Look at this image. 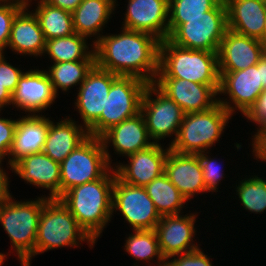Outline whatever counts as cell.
<instances>
[{"instance_id":"6da1fadb","label":"cell","mask_w":266,"mask_h":266,"mask_svg":"<svg viewBox=\"0 0 266 266\" xmlns=\"http://www.w3.org/2000/svg\"><path fill=\"white\" fill-rule=\"evenodd\" d=\"M120 34L102 35L94 44L99 68L153 83L159 71L160 40L151 34L121 28Z\"/></svg>"},{"instance_id":"7a4b0ae2","label":"cell","mask_w":266,"mask_h":266,"mask_svg":"<svg viewBox=\"0 0 266 266\" xmlns=\"http://www.w3.org/2000/svg\"><path fill=\"white\" fill-rule=\"evenodd\" d=\"M115 176L111 167L100 179L73 187L58 198L95 242L113 215Z\"/></svg>"},{"instance_id":"3957f363","label":"cell","mask_w":266,"mask_h":266,"mask_svg":"<svg viewBox=\"0 0 266 266\" xmlns=\"http://www.w3.org/2000/svg\"><path fill=\"white\" fill-rule=\"evenodd\" d=\"M156 78H180L198 84L219 85L218 52L186 49L165 39L160 42Z\"/></svg>"},{"instance_id":"277c9868","label":"cell","mask_w":266,"mask_h":266,"mask_svg":"<svg viewBox=\"0 0 266 266\" xmlns=\"http://www.w3.org/2000/svg\"><path fill=\"white\" fill-rule=\"evenodd\" d=\"M10 193L0 202V224L8 234L21 266H31L35 256L39 218L46 196L36 200L16 201Z\"/></svg>"},{"instance_id":"5b68a950","label":"cell","mask_w":266,"mask_h":266,"mask_svg":"<svg viewBox=\"0 0 266 266\" xmlns=\"http://www.w3.org/2000/svg\"><path fill=\"white\" fill-rule=\"evenodd\" d=\"M168 40L182 48L218 52L228 30L227 8L222 0L196 18H168Z\"/></svg>"},{"instance_id":"8992f818","label":"cell","mask_w":266,"mask_h":266,"mask_svg":"<svg viewBox=\"0 0 266 266\" xmlns=\"http://www.w3.org/2000/svg\"><path fill=\"white\" fill-rule=\"evenodd\" d=\"M80 241L90 248L95 243L59 199H48L39 218L35 256L60 247H78Z\"/></svg>"},{"instance_id":"52a82bcc","label":"cell","mask_w":266,"mask_h":266,"mask_svg":"<svg viewBox=\"0 0 266 266\" xmlns=\"http://www.w3.org/2000/svg\"><path fill=\"white\" fill-rule=\"evenodd\" d=\"M231 117L220 103L207 111L186 113L170 149L180 154L207 151L219 141Z\"/></svg>"},{"instance_id":"ba28073f","label":"cell","mask_w":266,"mask_h":266,"mask_svg":"<svg viewBox=\"0 0 266 266\" xmlns=\"http://www.w3.org/2000/svg\"><path fill=\"white\" fill-rule=\"evenodd\" d=\"M148 84L134 76L118 75L106 97L105 111L88 129L89 136L100 138L111 127L140 113L143 93Z\"/></svg>"},{"instance_id":"9c48e42d","label":"cell","mask_w":266,"mask_h":266,"mask_svg":"<svg viewBox=\"0 0 266 266\" xmlns=\"http://www.w3.org/2000/svg\"><path fill=\"white\" fill-rule=\"evenodd\" d=\"M111 167L101 138L89 136L60 163V196L73 187L100 179Z\"/></svg>"},{"instance_id":"30bf717a","label":"cell","mask_w":266,"mask_h":266,"mask_svg":"<svg viewBox=\"0 0 266 266\" xmlns=\"http://www.w3.org/2000/svg\"><path fill=\"white\" fill-rule=\"evenodd\" d=\"M155 95V99L151 98ZM141 113L144 116L148 134L154 143L174 135L169 146L175 141L185 113L172 99L149 83L143 93Z\"/></svg>"},{"instance_id":"8fae6325","label":"cell","mask_w":266,"mask_h":266,"mask_svg":"<svg viewBox=\"0 0 266 266\" xmlns=\"http://www.w3.org/2000/svg\"><path fill=\"white\" fill-rule=\"evenodd\" d=\"M119 211L134 230L155 229L161 217L144 187L124 183L115 176L112 214Z\"/></svg>"},{"instance_id":"7c38bea8","label":"cell","mask_w":266,"mask_h":266,"mask_svg":"<svg viewBox=\"0 0 266 266\" xmlns=\"http://www.w3.org/2000/svg\"><path fill=\"white\" fill-rule=\"evenodd\" d=\"M220 84L218 95H228L227 98H218L220 103L231 115L235 110L245 115L253 106L263 88L260 76V60L257 64L240 71H219ZM233 106H232V104ZM235 107V108H234Z\"/></svg>"},{"instance_id":"4fadbf2b","label":"cell","mask_w":266,"mask_h":266,"mask_svg":"<svg viewBox=\"0 0 266 266\" xmlns=\"http://www.w3.org/2000/svg\"><path fill=\"white\" fill-rule=\"evenodd\" d=\"M153 84L185 114L207 111L218 103L219 85L198 84L180 78H155Z\"/></svg>"},{"instance_id":"5bb4252c","label":"cell","mask_w":266,"mask_h":266,"mask_svg":"<svg viewBox=\"0 0 266 266\" xmlns=\"http://www.w3.org/2000/svg\"><path fill=\"white\" fill-rule=\"evenodd\" d=\"M117 76L95 64L77 88L79 90L75 106L87 130L100 118L102 111H105L106 97Z\"/></svg>"},{"instance_id":"9a60e30c","label":"cell","mask_w":266,"mask_h":266,"mask_svg":"<svg viewBox=\"0 0 266 266\" xmlns=\"http://www.w3.org/2000/svg\"><path fill=\"white\" fill-rule=\"evenodd\" d=\"M57 94L46 70L30 69L19 78L11 104L28 115H39L55 102Z\"/></svg>"},{"instance_id":"2e32d148","label":"cell","mask_w":266,"mask_h":266,"mask_svg":"<svg viewBox=\"0 0 266 266\" xmlns=\"http://www.w3.org/2000/svg\"><path fill=\"white\" fill-rule=\"evenodd\" d=\"M173 214L162 216L155 227L162 256L169 257L194 251L200 247L194 244L196 214Z\"/></svg>"},{"instance_id":"e0dca14e","label":"cell","mask_w":266,"mask_h":266,"mask_svg":"<svg viewBox=\"0 0 266 266\" xmlns=\"http://www.w3.org/2000/svg\"><path fill=\"white\" fill-rule=\"evenodd\" d=\"M169 0H128L122 28L145 32L160 41L169 36Z\"/></svg>"},{"instance_id":"ac0fdd59","label":"cell","mask_w":266,"mask_h":266,"mask_svg":"<svg viewBox=\"0 0 266 266\" xmlns=\"http://www.w3.org/2000/svg\"><path fill=\"white\" fill-rule=\"evenodd\" d=\"M161 143L137 151L128 157L129 163L114 166L116 176L130 185L145 187L156 177L164 173V165L170 147L162 148Z\"/></svg>"},{"instance_id":"d6986e66","label":"cell","mask_w":266,"mask_h":266,"mask_svg":"<svg viewBox=\"0 0 266 266\" xmlns=\"http://www.w3.org/2000/svg\"><path fill=\"white\" fill-rule=\"evenodd\" d=\"M100 138L110 166L112 163L110 161V151H108V144L110 145V142L113 145L114 151H116L114 153L122 156H129L154 144V142H151L146 122L141 112L111 127Z\"/></svg>"},{"instance_id":"ffe728a7","label":"cell","mask_w":266,"mask_h":266,"mask_svg":"<svg viewBox=\"0 0 266 266\" xmlns=\"http://www.w3.org/2000/svg\"><path fill=\"white\" fill-rule=\"evenodd\" d=\"M265 51L260 40L228 29L218 51L219 71L245 70L257 64Z\"/></svg>"},{"instance_id":"44dd1931","label":"cell","mask_w":266,"mask_h":266,"mask_svg":"<svg viewBox=\"0 0 266 266\" xmlns=\"http://www.w3.org/2000/svg\"><path fill=\"white\" fill-rule=\"evenodd\" d=\"M164 173L187 201L195 194L207 192L197 154H180L170 149L165 160Z\"/></svg>"},{"instance_id":"7402d4cb","label":"cell","mask_w":266,"mask_h":266,"mask_svg":"<svg viewBox=\"0 0 266 266\" xmlns=\"http://www.w3.org/2000/svg\"><path fill=\"white\" fill-rule=\"evenodd\" d=\"M10 170L14 171L24 182L49 190L48 199L60 197V164L44 152L22 157Z\"/></svg>"},{"instance_id":"603a6c76","label":"cell","mask_w":266,"mask_h":266,"mask_svg":"<svg viewBox=\"0 0 266 266\" xmlns=\"http://www.w3.org/2000/svg\"><path fill=\"white\" fill-rule=\"evenodd\" d=\"M49 117L28 115L17 119L13 144L8 156V167H12L22 157L40 153L46 141ZM12 157V158H11Z\"/></svg>"},{"instance_id":"cb8c5ba5","label":"cell","mask_w":266,"mask_h":266,"mask_svg":"<svg viewBox=\"0 0 266 266\" xmlns=\"http://www.w3.org/2000/svg\"><path fill=\"white\" fill-rule=\"evenodd\" d=\"M228 29L238 34L263 39L266 21V0H224Z\"/></svg>"},{"instance_id":"d4e9b609","label":"cell","mask_w":266,"mask_h":266,"mask_svg":"<svg viewBox=\"0 0 266 266\" xmlns=\"http://www.w3.org/2000/svg\"><path fill=\"white\" fill-rule=\"evenodd\" d=\"M29 6L26 3L13 19L7 47L21 55L39 57L44 54L46 40L35 14L28 11Z\"/></svg>"},{"instance_id":"484cf974","label":"cell","mask_w":266,"mask_h":266,"mask_svg":"<svg viewBox=\"0 0 266 266\" xmlns=\"http://www.w3.org/2000/svg\"><path fill=\"white\" fill-rule=\"evenodd\" d=\"M76 123L69 117L56 123L49 119V129L42 152L60 164L89 137L88 130Z\"/></svg>"},{"instance_id":"4316f807","label":"cell","mask_w":266,"mask_h":266,"mask_svg":"<svg viewBox=\"0 0 266 266\" xmlns=\"http://www.w3.org/2000/svg\"><path fill=\"white\" fill-rule=\"evenodd\" d=\"M116 1L83 0L72 12L75 33L86 38L95 35L96 39L92 41L95 44L102 36L100 31L102 32L104 25L108 24L107 21L112 18V13L118 6Z\"/></svg>"},{"instance_id":"83f0119b","label":"cell","mask_w":266,"mask_h":266,"mask_svg":"<svg viewBox=\"0 0 266 266\" xmlns=\"http://www.w3.org/2000/svg\"><path fill=\"white\" fill-rule=\"evenodd\" d=\"M87 40L88 38L77 33L48 40L45 44L44 55L46 53L53 63L95 60L94 44H91L90 50Z\"/></svg>"},{"instance_id":"f1b7e54d","label":"cell","mask_w":266,"mask_h":266,"mask_svg":"<svg viewBox=\"0 0 266 266\" xmlns=\"http://www.w3.org/2000/svg\"><path fill=\"white\" fill-rule=\"evenodd\" d=\"M144 188L153 201L155 209L160 217L180 214L182 208L186 204V198L168 179L165 173L156 177Z\"/></svg>"},{"instance_id":"f546056e","label":"cell","mask_w":266,"mask_h":266,"mask_svg":"<svg viewBox=\"0 0 266 266\" xmlns=\"http://www.w3.org/2000/svg\"><path fill=\"white\" fill-rule=\"evenodd\" d=\"M36 1V0H35ZM33 11L46 41L75 33L72 13L39 0Z\"/></svg>"},{"instance_id":"4dcf8cb0","label":"cell","mask_w":266,"mask_h":266,"mask_svg":"<svg viewBox=\"0 0 266 266\" xmlns=\"http://www.w3.org/2000/svg\"><path fill=\"white\" fill-rule=\"evenodd\" d=\"M95 60L66 61L53 63L48 67L47 74L58 95V88L65 92L75 85L79 86L85 80L86 75L95 65Z\"/></svg>"},{"instance_id":"1f68e13d","label":"cell","mask_w":266,"mask_h":266,"mask_svg":"<svg viewBox=\"0 0 266 266\" xmlns=\"http://www.w3.org/2000/svg\"><path fill=\"white\" fill-rule=\"evenodd\" d=\"M125 242L124 249L126 252L138 261L149 262L152 260L153 262L155 257L158 260V266L166 262L161 254L155 229L134 230L133 234H129Z\"/></svg>"},{"instance_id":"d6a6232c","label":"cell","mask_w":266,"mask_h":266,"mask_svg":"<svg viewBox=\"0 0 266 266\" xmlns=\"http://www.w3.org/2000/svg\"><path fill=\"white\" fill-rule=\"evenodd\" d=\"M236 192L244 209L258 214L266 210V180L257 175L245 178L238 186Z\"/></svg>"},{"instance_id":"836d02e7","label":"cell","mask_w":266,"mask_h":266,"mask_svg":"<svg viewBox=\"0 0 266 266\" xmlns=\"http://www.w3.org/2000/svg\"><path fill=\"white\" fill-rule=\"evenodd\" d=\"M222 0H169L168 18H196L214 9Z\"/></svg>"},{"instance_id":"e575fe53","label":"cell","mask_w":266,"mask_h":266,"mask_svg":"<svg viewBox=\"0 0 266 266\" xmlns=\"http://www.w3.org/2000/svg\"><path fill=\"white\" fill-rule=\"evenodd\" d=\"M25 5L26 3L20 0L0 2V50L3 54L8 45L13 19Z\"/></svg>"},{"instance_id":"d590c367","label":"cell","mask_w":266,"mask_h":266,"mask_svg":"<svg viewBox=\"0 0 266 266\" xmlns=\"http://www.w3.org/2000/svg\"><path fill=\"white\" fill-rule=\"evenodd\" d=\"M207 154H209L208 151L197 154L202 167L204 183L208 192H218L217 186H219V182L225 175L222 173L223 171L218 162L216 163V160Z\"/></svg>"},{"instance_id":"8d00e7d4","label":"cell","mask_w":266,"mask_h":266,"mask_svg":"<svg viewBox=\"0 0 266 266\" xmlns=\"http://www.w3.org/2000/svg\"><path fill=\"white\" fill-rule=\"evenodd\" d=\"M201 250L202 248H198L191 252L171 256L166 262L169 266H213L210 257Z\"/></svg>"},{"instance_id":"74e56055","label":"cell","mask_w":266,"mask_h":266,"mask_svg":"<svg viewBox=\"0 0 266 266\" xmlns=\"http://www.w3.org/2000/svg\"><path fill=\"white\" fill-rule=\"evenodd\" d=\"M4 56L3 53L0 55V83L13 94L24 72L7 62Z\"/></svg>"},{"instance_id":"f35d334b","label":"cell","mask_w":266,"mask_h":266,"mask_svg":"<svg viewBox=\"0 0 266 266\" xmlns=\"http://www.w3.org/2000/svg\"><path fill=\"white\" fill-rule=\"evenodd\" d=\"M16 125L17 119L11 120L0 117V158L3 160L5 157L9 156L13 144Z\"/></svg>"},{"instance_id":"ab89813d","label":"cell","mask_w":266,"mask_h":266,"mask_svg":"<svg viewBox=\"0 0 266 266\" xmlns=\"http://www.w3.org/2000/svg\"><path fill=\"white\" fill-rule=\"evenodd\" d=\"M244 116L258 126L266 125V89L260 94Z\"/></svg>"},{"instance_id":"60d3db41","label":"cell","mask_w":266,"mask_h":266,"mask_svg":"<svg viewBox=\"0 0 266 266\" xmlns=\"http://www.w3.org/2000/svg\"><path fill=\"white\" fill-rule=\"evenodd\" d=\"M252 147L255 159H260L266 162V125H259L257 132L252 136Z\"/></svg>"},{"instance_id":"b9f144b4","label":"cell","mask_w":266,"mask_h":266,"mask_svg":"<svg viewBox=\"0 0 266 266\" xmlns=\"http://www.w3.org/2000/svg\"><path fill=\"white\" fill-rule=\"evenodd\" d=\"M51 6L61 8L72 13L83 0H44Z\"/></svg>"},{"instance_id":"7bdbcfd3","label":"cell","mask_w":266,"mask_h":266,"mask_svg":"<svg viewBox=\"0 0 266 266\" xmlns=\"http://www.w3.org/2000/svg\"><path fill=\"white\" fill-rule=\"evenodd\" d=\"M3 159L0 158V202L4 200L9 194V177L2 166Z\"/></svg>"},{"instance_id":"ee69618b","label":"cell","mask_w":266,"mask_h":266,"mask_svg":"<svg viewBox=\"0 0 266 266\" xmlns=\"http://www.w3.org/2000/svg\"><path fill=\"white\" fill-rule=\"evenodd\" d=\"M11 99L12 94L0 83V112L6 105H11Z\"/></svg>"},{"instance_id":"f6af8a7d","label":"cell","mask_w":266,"mask_h":266,"mask_svg":"<svg viewBox=\"0 0 266 266\" xmlns=\"http://www.w3.org/2000/svg\"><path fill=\"white\" fill-rule=\"evenodd\" d=\"M260 76L263 88L266 89V51L260 57Z\"/></svg>"},{"instance_id":"bcb514c9","label":"cell","mask_w":266,"mask_h":266,"mask_svg":"<svg viewBox=\"0 0 266 266\" xmlns=\"http://www.w3.org/2000/svg\"><path fill=\"white\" fill-rule=\"evenodd\" d=\"M261 42L264 44L265 48H266V21H265V27H264V33H263V39L261 40Z\"/></svg>"},{"instance_id":"7dc6e473","label":"cell","mask_w":266,"mask_h":266,"mask_svg":"<svg viewBox=\"0 0 266 266\" xmlns=\"http://www.w3.org/2000/svg\"><path fill=\"white\" fill-rule=\"evenodd\" d=\"M6 256H7V255H5V254H3V253H0V266H2L3 263H4V260L7 259Z\"/></svg>"},{"instance_id":"c3c4849f","label":"cell","mask_w":266,"mask_h":266,"mask_svg":"<svg viewBox=\"0 0 266 266\" xmlns=\"http://www.w3.org/2000/svg\"><path fill=\"white\" fill-rule=\"evenodd\" d=\"M20 1H23V2H25V3H29V2L32 1V0H20Z\"/></svg>"},{"instance_id":"681fc988","label":"cell","mask_w":266,"mask_h":266,"mask_svg":"<svg viewBox=\"0 0 266 266\" xmlns=\"http://www.w3.org/2000/svg\"><path fill=\"white\" fill-rule=\"evenodd\" d=\"M159 266H169V265L167 264V262H165L164 264L159 265Z\"/></svg>"}]
</instances>
